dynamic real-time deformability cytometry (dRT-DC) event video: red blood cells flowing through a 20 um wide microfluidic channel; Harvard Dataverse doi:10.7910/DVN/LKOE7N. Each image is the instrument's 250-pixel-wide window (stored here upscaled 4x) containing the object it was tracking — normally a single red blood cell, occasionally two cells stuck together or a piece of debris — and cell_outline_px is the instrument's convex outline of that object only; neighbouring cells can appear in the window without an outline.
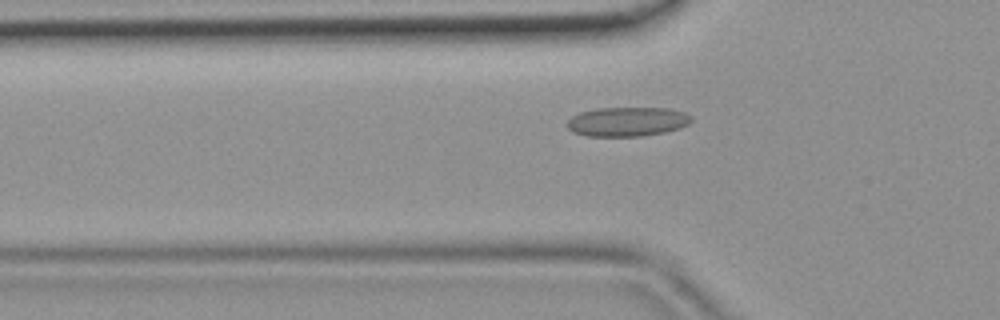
{"species": "common noctule bat (a hibernating species)", "species_latin": "Nyctalus noctula", "temperature_condition": "room temperature", "stored_images_in_passage": 45, "camera_frame_rate_fps": 3000, "um_per_image_px": 0.085, "animal": {"sex": "female", "body_mass_g": 19.9}, "frame": {"image": 1, "passage_image": 15, "time_ms": 4.667, "image_size_px": [1000, 320], "cell_outline_px": [[692, 120], [688, 124], [680, 128], [664, 132], [640, 136], [588, 136], [572, 132], [568, 128], [568, 120], [572, 116], [580, 112], [596, 108], [668, 108], [684, 112], [692, 116]], "centroid_in_image_um": [53.32, 10.33], "position_along_channel_um": 72.5, "area_um2": 21.21}}
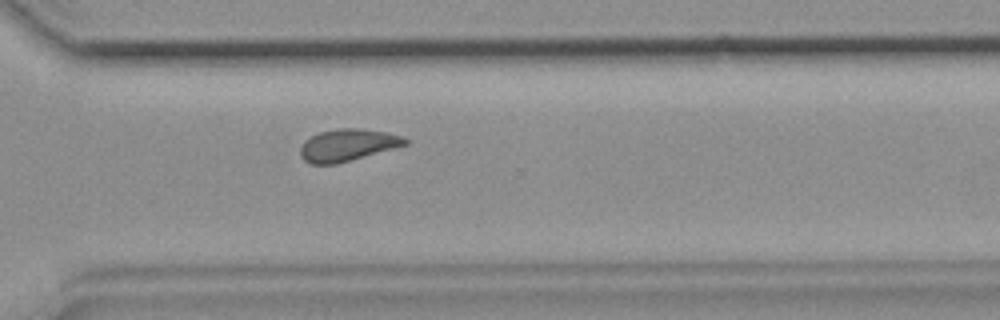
{"frame": {"image": 2, "passage_image": 33, "time_ms": 10.667, "image_size_px": [1000, 320], "cell_outline_px": [[408, 144], [336, 164], [312, 164], [304, 160], [300, 156], [300, 148], [304, 140], [320, 132], [336, 128], [360, 128], [384, 132], [400, 136], [408, 140]], "centroid_in_image_um": [29.5, 12.33], "position_along_channel_um": 341.1, "area_um2": 19.36}}
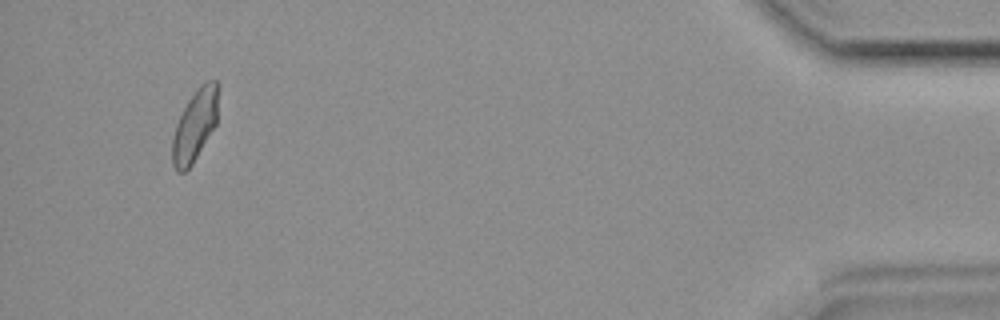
{"frame": {"image": 3, "passage_image": 43, "time_ms": 14.0, "image_size_px": [1000, 320], "cell_outline_px": [[220, 84], [216, 124], [192, 164], [184, 172], [176, 172], [172, 164], [172, 140], [176, 124], [188, 100], [196, 88], [200, 84], [208, 80], [216, 80]], "centroid_in_image_um": [16.59, 10.61], "position_along_channel_um": 418.6, "area_um2": 19.31}}